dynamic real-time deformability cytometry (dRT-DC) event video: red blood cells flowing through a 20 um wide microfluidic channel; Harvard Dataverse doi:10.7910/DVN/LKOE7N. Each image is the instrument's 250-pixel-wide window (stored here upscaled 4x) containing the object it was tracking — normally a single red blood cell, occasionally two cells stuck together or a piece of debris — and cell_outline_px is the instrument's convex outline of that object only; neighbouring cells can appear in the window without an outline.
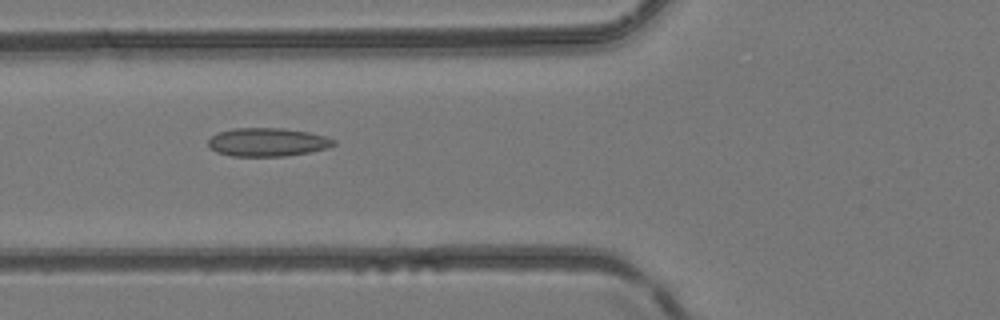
{"species": "common noctule bat (a hibernating species)", "species_latin": "Nyctalus noctula", "temperature_condition": "room temperature", "stored_images_in_passage": 6, "camera_frame_rate_fps": 3000, "um_per_image_px": 0.085, "animal": {"sex": "female", "body_mass_g": 24.6, "forearm_length_mm": 56.2}, "frame": {"image": 1, "passage_image": 6, "time_ms": 1.667, "image_size_px": [1000, 320], "cell_outline_px": [[336, 144], [328, 148], [308, 152], [284, 156], [232, 156], [216, 152], [208, 144], [208, 140], [212, 136], [220, 132], [232, 128], [280, 128], [308, 132], [324, 136], [336, 140]], "centroid_in_image_um": [22.74, 12.08], "position_along_channel_um": 103.1, "area_um2": 20.63}}